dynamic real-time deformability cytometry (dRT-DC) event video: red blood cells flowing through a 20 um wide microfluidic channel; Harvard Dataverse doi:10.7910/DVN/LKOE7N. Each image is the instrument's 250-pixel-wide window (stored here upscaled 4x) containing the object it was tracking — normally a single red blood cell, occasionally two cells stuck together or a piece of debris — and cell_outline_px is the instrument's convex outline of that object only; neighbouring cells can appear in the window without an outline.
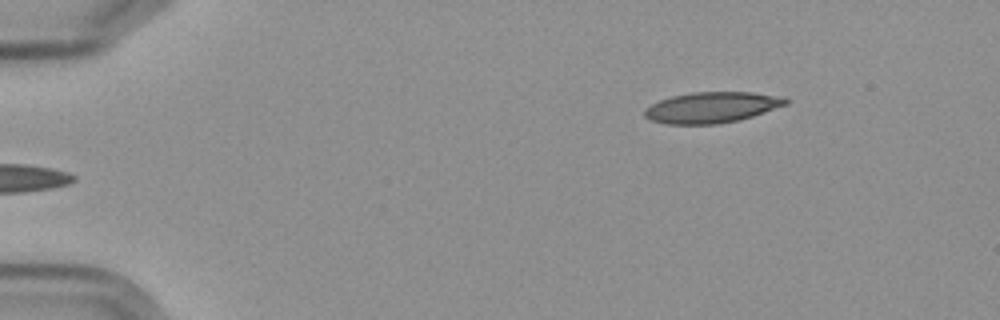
{"species": "Egyptian fruit bat (a non-hibernating species)", "species_latin": "Rousettus aegyptiacus", "temperature_condition": "cold", "stored_images_in_passage": 4, "camera_frame_rate_fps": 3000, "um_per_image_px": 0.085, "frame": {"image": 1, "passage_image": 1, "time_ms": 0.0, "image_size_px": [1000, 320], "cell_outline_px": [[788, 104], [752, 116], [736, 120], [716, 124], [668, 124], [652, 120], [644, 116], [644, 112], [652, 104], [660, 100], [672, 96], [692, 92], [752, 92], [772, 96], [788, 100]], "centroid_in_image_um": [60.46, 9.13], "position_along_channel_um": 24.5, "area_um2": 24.8}}